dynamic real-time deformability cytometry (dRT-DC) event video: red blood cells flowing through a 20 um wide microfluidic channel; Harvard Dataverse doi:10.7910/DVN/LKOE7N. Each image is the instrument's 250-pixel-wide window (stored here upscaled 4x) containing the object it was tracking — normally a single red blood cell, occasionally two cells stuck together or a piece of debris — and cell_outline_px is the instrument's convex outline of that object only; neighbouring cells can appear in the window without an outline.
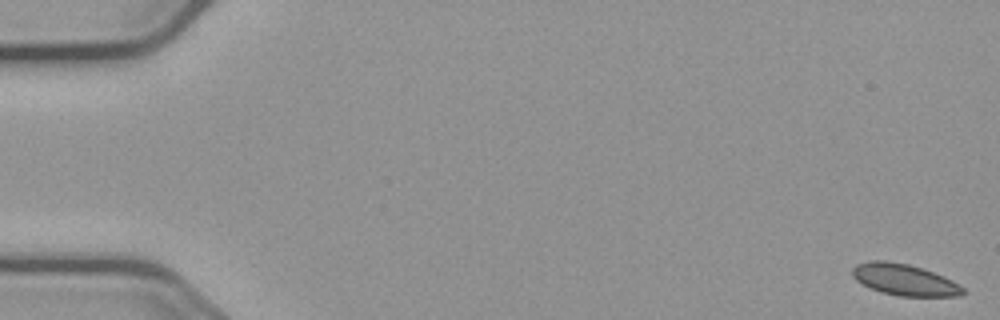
{"species": "common noctule bat (a hibernating species)", "species_latin": "Nyctalus noctula", "temperature_condition": "cold", "stored_images_in_passage": 56, "camera_frame_rate_fps": 3000, "um_per_image_px": 0.085, "animal": {"sex": "male", "body_mass_g": 23.1, "forearm_length_mm": 52.7}, "frame": {"image": 1, "passage_image": 1, "time_ms": 0.0, "image_size_px": [1000, 320], "cell_outline_px": [[964, 292], [960, 296], [900, 296], [880, 292], [856, 280], [852, 276], [852, 268], [856, 264], [872, 260], [884, 260], [908, 264], [944, 276], [960, 284], [964, 288]], "centroid_in_image_um": [76.88, 23.78], "position_along_channel_um": 8.1, "area_um2": 20.11}}
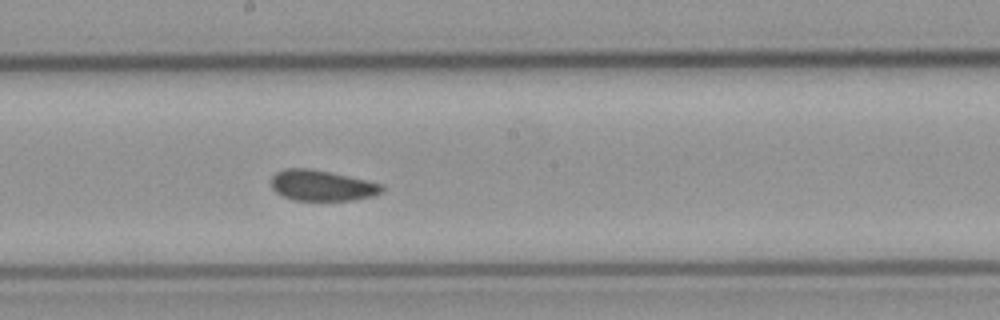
{"frame": {"image": 2, "passage_image": 31, "time_ms": 10.0, "image_size_px": [1000, 320], "cell_outline_px": [[384, 192], [372, 196], [356, 200], [292, 200], [276, 192], [272, 188], [272, 176], [276, 172], [284, 168], [308, 168], [332, 172], [380, 184], [384, 188]], "centroid_in_image_um": [27.35, 15.77], "position_along_channel_um": 220.9, "area_um2": 19.77}}
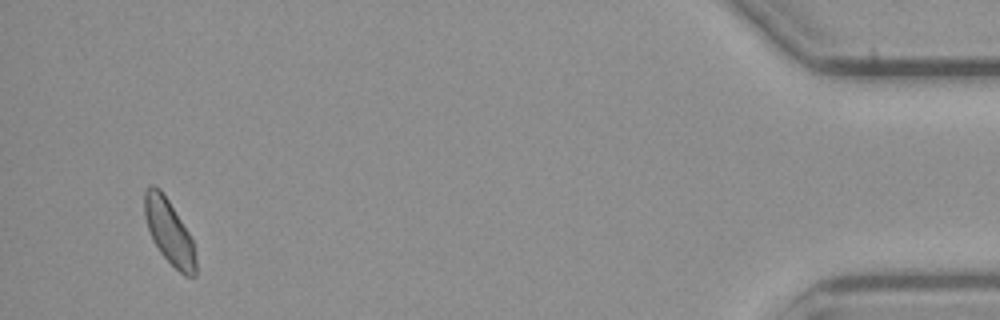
{"frame": {"image": 3, "passage_image": 54, "time_ms": 17.667, "image_size_px": [1000, 320], "cell_outline_px": [[196, 276], [184, 276], [160, 252], [152, 240], [144, 216], [144, 192], [148, 184], [156, 184], [160, 188], [168, 200], [188, 232], [192, 240], [196, 260]], "centroid_in_image_um": [14.35, 19.66], "position_along_channel_um": 420.9, "area_um2": 19.19}, "authors_computed_cell_mechanics": {"area_um2": 20.3456, "velocity_mm_per_s": 3.6602, "shape_relaxation_time_tau1_ms": 4.3435, "shape_relaxation_time_tau2_ms": 2.2103, "deformation_change_tau1": 0.0588, "deformation_change_tau2": 0.0673}}